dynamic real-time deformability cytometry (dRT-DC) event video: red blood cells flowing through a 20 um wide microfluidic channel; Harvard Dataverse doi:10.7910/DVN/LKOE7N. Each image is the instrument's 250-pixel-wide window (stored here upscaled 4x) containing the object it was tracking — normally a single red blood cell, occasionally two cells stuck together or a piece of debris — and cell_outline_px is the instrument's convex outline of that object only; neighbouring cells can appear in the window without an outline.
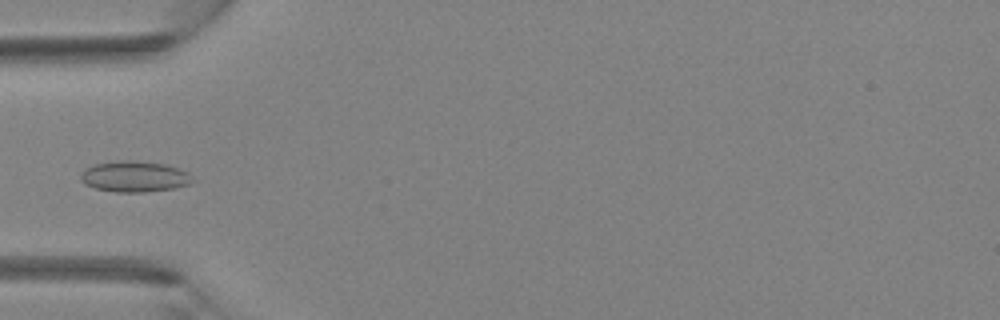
{"species": "Egyptian fruit bat (a non-hibernating species)", "species_latin": "Rousettus aegyptiacus", "temperature_condition": "room temperature", "stored_images_in_passage": 5, "camera_frame_rate_fps": 3000, "um_per_image_px": 0.085, "animal": {"sex": "female"}, "frame": {"image": 1, "passage_image": 4, "time_ms": 1.0, "image_size_px": [1000, 320], "cell_outline_px": [[196, 180], [192, 184], [172, 188], [144, 192], [116, 192], [96, 188], [84, 184], [80, 180], [80, 176], [84, 168], [92, 164], [120, 160], [132, 160], [164, 164], [180, 168], [188, 172]], "centroid_in_image_um": [11.44, 15.0], "position_along_channel_um": 73.6, "area_um2": 20.4}}
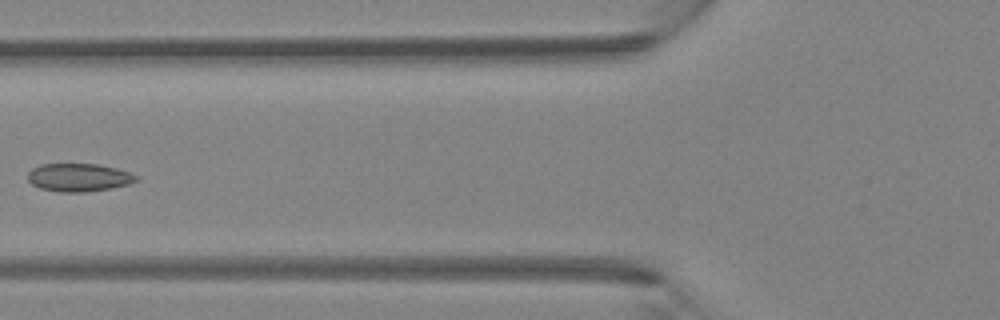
{"frame": {"image": 2, "passage_image": 5, "time_ms": 1.333, "image_size_px": [1000, 320], "cell_outline_px": [[136, 180], [128, 184], [112, 188], [84, 192], [60, 192], [40, 188], [32, 184], [28, 180], [28, 172], [32, 168], [40, 164], [100, 164], [116, 168], [128, 172], [136, 176]], "centroid_in_image_um": [6.66, 15.08], "position_along_channel_um": 119.1, "area_um2": 17.63}}